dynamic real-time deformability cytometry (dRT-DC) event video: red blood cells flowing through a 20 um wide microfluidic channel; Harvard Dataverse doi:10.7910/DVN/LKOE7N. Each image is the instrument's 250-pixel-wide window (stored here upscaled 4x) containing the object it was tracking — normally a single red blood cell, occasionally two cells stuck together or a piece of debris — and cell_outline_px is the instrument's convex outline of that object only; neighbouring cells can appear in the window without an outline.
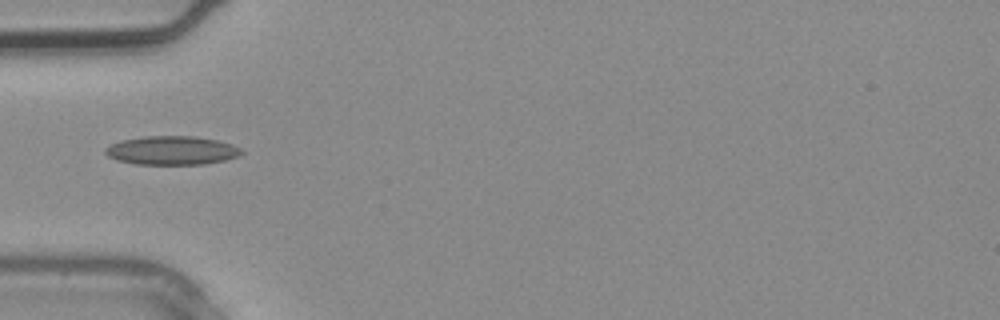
{"species": "common noctule bat (a hibernating species)", "species_latin": "Nyctalus noctula", "temperature_condition": "warm", "stored_images_in_passage": 2, "camera_frame_rate_fps": 3000, "um_per_image_px": 0.085, "animal": {"sex": "male", "body_mass_g": 20.4}, "frame": {"image": 1, "passage_image": 2, "time_ms": 0.333, "image_size_px": [1000, 320], "cell_outline_px": [[244, 152], [240, 156], [224, 160], [204, 164], [136, 164], [116, 160], [108, 156], [104, 152], [104, 148], [120, 140], [144, 136], [196, 136], [216, 140], [232, 144], [240, 148]], "centroid_in_image_um": [14.6, 12.78], "position_along_channel_um": 70.4, "area_um2": 22.89}}